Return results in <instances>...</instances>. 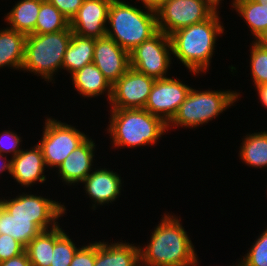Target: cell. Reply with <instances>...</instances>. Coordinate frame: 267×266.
Here are the masks:
<instances>
[{
	"instance_id": "8",
	"label": "cell",
	"mask_w": 267,
	"mask_h": 266,
	"mask_svg": "<svg viewBox=\"0 0 267 266\" xmlns=\"http://www.w3.org/2000/svg\"><path fill=\"white\" fill-rule=\"evenodd\" d=\"M88 137L73 126L54 118H47L41 142V150L47 167L59 168L68 155Z\"/></svg>"
},
{
	"instance_id": "22",
	"label": "cell",
	"mask_w": 267,
	"mask_h": 266,
	"mask_svg": "<svg viewBox=\"0 0 267 266\" xmlns=\"http://www.w3.org/2000/svg\"><path fill=\"white\" fill-rule=\"evenodd\" d=\"M95 38L81 37L72 33L64 54L62 68L73 74L85 65L93 63Z\"/></svg>"
},
{
	"instance_id": "4",
	"label": "cell",
	"mask_w": 267,
	"mask_h": 266,
	"mask_svg": "<svg viewBox=\"0 0 267 266\" xmlns=\"http://www.w3.org/2000/svg\"><path fill=\"white\" fill-rule=\"evenodd\" d=\"M147 10L145 12L120 0H112L108 11V23L112 29H106V36L131 52L158 31L156 11Z\"/></svg>"
},
{
	"instance_id": "17",
	"label": "cell",
	"mask_w": 267,
	"mask_h": 266,
	"mask_svg": "<svg viewBox=\"0 0 267 266\" xmlns=\"http://www.w3.org/2000/svg\"><path fill=\"white\" fill-rule=\"evenodd\" d=\"M116 172L105 169H97L90 173L82 182L89 197L94 200L95 205L113 202L120 194L122 182Z\"/></svg>"
},
{
	"instance_id": "31",
	"label": "cell",
	"mask_w": 267,
	"mask_h": 266,
	"mask_svg": "<svg viewBox=\"0 0 267 266\" xmlns=\"http://www.w3.org/2000/svg\"><path fill=\"white\" fill-rule=\"evenodd\" d=\"M25 251V247L12 236L0 234V262L8 260Z\"/></svg>"
},
{
	"instance_id": "32",
	"label": "cell",
	"mask_w": 267,
	"mask_h": 266,
	"mask_svg": "<svg viewBox=\"0 0 267 266\" xmlns=\"http://www.w3.org/2000/svg\"><path fill=\"white\" fill-rule=\"evenodd\" d=\"M21 137L17 136V133L11 131H3L0 134V154L5 155L4 153H12L14 158L17 156L23 149H20V140ZM7 142V143H6Z\"/></svg>"
},
{
	"instance_id": "1",
	"label": "cell",
	"mask_w": 267,
	"mask_h": 266,
	"mask_svg": "<svg viewBox=\"0 0 267 266\" xmlns=\"http://www.w3.org/2000/svg\"><path fill=\"white\" fill-rule=\"evenodd\" d=\"M173 215H164L150 243L140 247V258L151 266H197L198 258L187 232Z\"/></svg>"
},
{
	"instance_id": "38",
	"label": "cell",
	"mask_w": 267,
	"mask_h": 266,
	"mask_svg": "<svg viewBox=\"0 0 267 266\" xmlns=\"http://www.w3.org/2000/svg\"><path fill=\"white\" fill-rule=\"evenodd\" d=\"M4 157H5V161H3V163L0 166V173L7 170L9 172V174H11L12 159L7 160L6 156L0 154V160H1V158H4Z\"/></svg>"
},
{
	"instance_id": "18",
	"label": "cell",
	"mask_w": 267,
	"mask_h": 266,
	"mask_svg": "<svg viewBox=\"0 0 267 266\" xmlns=\"http://www.w3.org/2000/svg\"><path fill=\"white\" fill-rule=\"evenodd\" d=\"M107 244L96 242L94 266H136L141 261L139 246L123 242Z\"/></svg>"
},
{
	"instance_id": "19",
	"label": "cell",
	"mask_w": 267,
	"mask_h": 266,
	"mask_svg": "<svg viewBox=\"0 0 267 266\" xmlns=\"http://www.w3.org/2000/svg\"><path fill=\"white\" fill-rule=\"evenodd\" d=\"M75 89L85 97H95L108 92V100L112 97V85L94 63L85 65L71 74ZM108 89V90H107Z\"/></svg>"
},
{
	"instance_id": "10",
	"label": "cell",
	"mask_w": 267,
	"mask_h": 266,
	"mask_svg": "<svg viewBox=\"0 0 267 266\" xmlns=\"http://www.w3.org/2000/svg\"><path fill=\"white\" fill-rule=\"evenodd\" d=\"M213 13L203 0H166L156 10L158 30L170 36L181 28L205 21Z\"/></svg>"
},
{
	"instance_id": "24",
	"label": "cell",
	"mask_w": 267,
	"mask_h": 266,
	"mask_svg": "<svg viewBox=\"0 0 267 266\" xmlns=\"http://www.w3.org/2000/svg\"><path fill=\"white\" fill-rule=\"evenodd\" d=\"M239 155L248 166L267 167V131L247 134L241 143Z\"/></svg>"
},
{
	"instance_id": "36",
	"label": "cell",
	"mask_w": 267,
	"mask_h": 266,
	"mask_svg": "<svg viewBox=\"0 0 267 266\" xmlns=\"http://www.w3.org/2000/svg\"><path fill=\"white\" fill-rule=\"evenodd\" d=\"M256 89L258 92L257 94H259L258 96L261 103L264 107L267 108V83L260 86H256Z\"/></svg>"
},
{
	"instance_id": "16",
	"label": "cell",
	"mask_w": 267,
	"mask_h": 266,
	"mask_svg": "<svg viewBox=\"0 0 267 266\" xmlns=\"http://www.w3.org/2000/svg\"><path fill=\"white\" fill-rule=\"evenodd\" d=\"M95 143L87 138L73 150L58 168V174L66 184L83 182L91 173Z\"/></svg>"
},
{
	"instance_id": "29",
	"label": "cell",
	"mask_w": 267,
	"mask_h": 266,
	"mask_svg": "<svg viewBox=\"0 0 267 266\" xmlns=\"http://www.w3.org/2000/svg\"><path fill=\"white\" fill-rule=\"evenodd\" d=\"M251 74L255 86L267 83V48L252 42L251 49Z\"/></svg>"
},
{
	"instance_id": "30",
	"label": "cell",
	"mask_w": 267,
	"mask_h": 266,
	"mask_svg": "<svg viewBox=\"0 0 267 266\" xmlns=\"http://www.w3.org/2000/svg\"><path fill=\"white\" fill-rule=\"evenodd\" d=\"M244 256L242 266H267V229Z\"/></svg>"
},
{
	"instance_id": "12",
	"label": "cell",
	"mask_w": 267,
	"mask_h": 266,
	"mask_svg": "<svg viewBox=\"0 0 267 266\" xmlns=\"http://www.w3.org/2000/svg\"><path fill=\"white\" fill-rule=\"evenodd\" d=\"M191 87L178 79H156L144 107L168 124L185 101Z\"/></svg>"
},
{
	"instance_id": "43",
	"label": "cell",
	"mask_w": 267,
	"mask_h": 266,
	"mask_svg": "<svg viewBox=\"0 0 267 266\" xmlns=\"http://www.w3.org/2000/svg\"><path fill=\"white\" fill-rule=\"evenodd\" d=\"M236 266H242V261H240Z\"/></svg>"
},
{
	"instance_id": "42",
	"label": "cell",
	"mask_w": 267,
	"mask_h": 266,
	"mask_svg": "<svg viewBox=\"0 0 267 266\" xmlns=\"http://www.w3.org/2000/svg\"><path fill=\"white\" fill-rule=\"evenodd\" d=\"M136 266H151V265L144 264L142 261H140Z\"/></svg>"
},
{
	"instance_id": "26",
	"label": "cell",
	"mask_w": 267,
	"mask_h": 266,
	"mask_svg": "<svg viewBox=\"0 0 267 266\" xmlns=\"http://www.w3.org/2000/svg\"><path fill=\"white\" fill-rule=\"evenodd\" d=\"M54 248V228L41 231L25 247L32 266H50Z\"/></svg>"
},
{
	"instance_id": "6",
	"label": "cell",
	"mask_w": 267,
	"mask_h": 266,
	"mask_svg": "<svg viewBox=\"0 0 267 266\" xmlns=\"http://www.w3.org/2000/svg\"><path fill=\"white\" fill-rule=\"evenodd\" d=\"M240 93L236 91H198L190 89L185 101L167 124L170 126L197 127L208 123L237 101ZM171 124V125H170Z\"/></svg>"
},
{
	"instance_id": "34",
	"label": "cell",
	"mask_w": 267,
	"mask_h": 266,
	"mask_svg": "<svg viewBox=\"0 0 267 266\" xmlns=\"http://www.w3.org/2000/svg\"><path fill=\"white\" fill-rule=\"evenodd\" d=\"M52 3L69 21L77 14L78 9L83 5L84 0H48Z\"/></svg>"
},
{
	"instance_id": "35",
	"label": "cell",
	"mask_w": 267,
	"mask_h": 266,
	"mask_svg": "<svg viewBox=\"0 0 267 266\" xmlns=\"http://www.w3.org/2000/svg\"><path fill=\"white\" fill-rule=\"evenodd\" d=\"M0 266H32L27 253L24 251L15 257L0 262Z\"/></svg>"
},
{
	"instance_id": "9",
	"label": "cell",
	"mask_w": 267,
	"mask_h": 266,
	"mask_svg": "<svg viewBox=\"0 0 267 266\" xmlns=\"http://www.w3.org/2000/svg\"><path fill=\"white\" fill-rule=\"evenodd\" d=\"M18 196L9 200L0 199V204L13 216L32 217L33 223L41 231L59 225L56 220L66 213L65 206L59 202L33 194Z\"/></svg>"
},
{
	"instance_id": "14",
	"label": "cell",
	"mask_w": 267,
	"mask_h": 266,
	"mask_svg": "<svg viewBox=\"0 0 267 266\" xmlns=\"http://www.w3.org/2000/svg\"><path fill=\"white\" fill-rule=\"evenodd\" d=\"M111 2L112 0H84L70 21L72 32L81 37L95 39L106 36L108 26L105 23L108 22Z\"/></svg>"
},
{
	"instance_id": "37",
	"label": "cell",
	"mask_w": 267,
	"mask_h": 266,
	"mask_svg": "<svg viewBox=\"0 0 267 266\" xmlns=\"http://www.w3.org/2000/svg\"><path fill=\"white\" fill-rule=\"evenodd\" d=\"M166 0H141L145 9H152L156 11Z\"/></svg>"
},
{
	"instance_id": "3",
	"label": "cell",
	"mask_w": 267,
	"mask_h": 266,
	"mask_svg": "<svg viewBox=\"0 0 267 266\" xmlns=\"http://www.w3.org/2000/svg\"><path fill=\"white\" fill-rule=\"evenodd\" d=\"M108 133L115 147L154 145L167 124L144 108L111 109Z\"/></svg>"
},
{
	"instance_id": "27",
	"label": "cell",
	"mask_w": 267,
	"mask_h": 266,
	"mask_svg": "<svg viewBox=\"0 0 267 266\" xmlns=\"http://www.w3.org/2000/svg\"><path fill=\"white\" fill-rule=\"evenodd\" d=\"M70 21L48 0H41L40 10L32 34L55 33L66 30Z\"/></svg>"
},
{
	"instance_id": "39",
	"label": "cell",
	"mask_w": 267,
	"mask_h": 266,
	"mask_svg": "<svg viewBox=\"0 0 267 266\" xmlns=\"http://www.w3.org/2000/svg\"><path fill=\"white\" fill-rule=\"evenodd\" d=\"M255 42L260 46L267 48V29L257 37Z\"/></svg>"
},
{
	"instance_id": "23",
	"label": "cell",
	"mask_w": 267,
	"mask_h": 266,
	"mask_svg": "<svg viewBox=\"0 0 267 266\" xmlns=\"http://www.w3.org/2000/svg\"><path fill=\"white\" fill-rule=\"evenodd\" d=\"M41 0H21L7 14L6 21L11 29L25 35L32 34L35 30Z\"/></svg>"
},
{
	"instance_id": "13",
	"label": "cell",
	"mask_w": 267,
	"mask_h": 266,
	"mask_svg": "<svg viewBox=\"0 0 267 266\" xmlns=\"http://www.w3.org/2000/svg\"><path fill=\"white\" fill-rule=\"evenodd\" d=\"M93 63L109 83L114 85L130 68L129 52L108 36L97 38L95 39Z\"/></svg>"
},
{
	"instance_id": "20",
	"label": "cell",
	"mask_w": 267,
	"mask_h": 266,
	"mask_svg": "<svg viewBox=\"0 0 267 266\" xmlns=\"http://www.w3.org/2000/svg\"><path fill=\"white\" fill-rule=\"evenodd\" d=\"M26 37L24 33L9 27L0 30V67L10 66L14 69H22Z\"/></svg>"
},
{
	"instance_id": "41",
	"label": "cell",
	"mask_w": 267,
	"mask_h": 266,
	"mask_svg": "<svg viewBox=\"0 0 267 266\" xmlns=\"http://www.w3.org/2000/svg\"><path fill=\"white\" fill-rule=\"evenodd\" d=\"M254 1H256L257 3H259L261 5L267 6V0H254Z\"/></svg>"
},
{
	"instance_id": "40",
	"label": "cell",
	"mask_w": 267,
	"mask_h": 266,
	"mask_svg": "<svg viewBox=\"0 0 267 266\" xmlns=\"http://www.w3.org/2000/svg\"><path fill=\"white\" fill-rule=\"evenodd\" d=\"M203 1L214 13H217V6L222 0H203Z\"/></svg>"
},
{
	"instance_id": "2",
	"label": "cell",
	"mask_w": 267,
	"mask_h": 266,
	"mask_svg": "<svg viewBox=\"0 0 267 266\" xmlns=\"http://www.w3.org/2000/svg\"><path fill=\"white\" fill-rule=\"evenodd\" d=\"M218 13H213L205 21L181 28L170 35L172 54L193 74L207 71L217 37L224 32Z\"/></svg>"
},
{
	"instance_id": "11",
	"label": "cell",
	"mask_w": 267,
	"mask_h": 266,
	"mask_svg": "<svg viewBox=\"0 0 267 266\" xmlns=\"http://www.w3.org/2000/svg\"><path fill=\"white\" fill-rule=\"evenodd\" d=\"M155 80L130 67L112 85L111 109L144 108Z\"/></svg>"
},
{
	"instance_id": "15",
	"label": "cell",
	"mask_w": 267,
	"mask_h": 266,
	"mask_svg": "<svg viewBox=\"0 0 267 266\" xmlns=\"http://www.w3.org/2000/svg\"><path fill=\"white\" fill-rule=\"evenodd\" d=\"M12 159L11 176L21 186H31L32 183L46 180L43 171L45 170V160L41 148L36 145L31 150L21 151Z\"/></svg>"
},
{
	"instance_id": "28",
	"label": "cell",
	"mask_w": 267,
	"mask_h": 266,
	"mask_svg": "<svg viewBox=\"0 0 267 266\" xmlns=\"http://www.w3.org/2000/svg\"><path fill=\"white\" fill-rule=\"evenodd\" d=\"M78 249L70 237L57 225L54 227V248L50 266H69Z\"/></svg>"
},
{
	"instance_id": "33",
	"label": "cell",
	"mask_w": 267,
	"mask_h": 266,
	"mask_svg": "<svg viewBox=\"0 0 267 266\" xmlns=\"http://www.w3.org/2000/svg\"><path fill=\"white\" fill-rule=\"evenodd\" d=\"M95 258L96 242L79 248L69 266H94Z\"/></svg>"
},
{
	"instance_id": "5",
	"label": "cell",
	"mask_w": 267,
	"mask_h": 266,
	"mask_svg": "<svg viewBox=\"0 0 267 266\" xmlns=\"http://www.w3.org/2000/svg\"><path fill=\"white\" fill-rule=\"evenodd\" d=\"M72 33L69 26L66 30L55 33L27 35L25 58L21 70L38 74L48 82L53 80V74L62 69L64 54Z\"/></svg>"
},
{
	"instance_id": "25",
	"label": "cell",
	"mask_w": 267,
	"mask_h": 266,
	"mask_svg": "<svg viewBox=\"0 0 267 266\" xmlns=\"http://www.w3.org/2000/svg\"><path fill=\"white\" fill-rule=\"evenodd\" d=\"M232 4L246 21L256 40L267 29V6L254 0H234Z\"/></svg>"
},
{
	"instance_id": "21",
	"label": "cell",
	"mask_w": 267,
	"mask_h": 266,
	"mask_svg": "<svg viewBox=\"0 0 267 266\" xmlns=\"http://www.w3.org/2000/svg\"><path fill=\"white\" fill-rule=\"evenodd\" d=\"M40 232L32 217L13 216L0 204V234L12 236L26 247Z\"/></svg>"
},
{
	"instance_id": "7",
	"label": "cell",
	"mask_w": 267,
	"mask_h": 266,
	"mask_svg": "<svg viewBox=\"0 0 267 266\" xmlns=\"http://www.w3.org/2000/svg\"><path fill=\"white\" fill-rule=\"evenodd\" d=\"M172 43L170 36L158 30L131 52L130 67L154 79H165L171 64Z\"/></svg>"
}]
</instances>
